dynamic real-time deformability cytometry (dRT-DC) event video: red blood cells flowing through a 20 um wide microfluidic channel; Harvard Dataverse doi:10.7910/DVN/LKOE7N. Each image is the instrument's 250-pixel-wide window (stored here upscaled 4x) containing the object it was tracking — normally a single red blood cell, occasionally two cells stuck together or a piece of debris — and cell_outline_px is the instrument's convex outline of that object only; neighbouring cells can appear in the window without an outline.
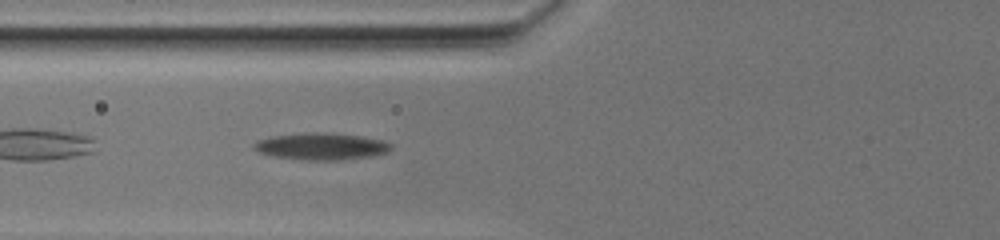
{"species": "common noctule bat (a hibernating species)", "species_latin": "Nyctalus noctula", "temperature_condition": "warm", "stored_images_in_passage": 30, "camera_frame_rate_fps": 3000, "um_per_image_px": 0.085, "animal": {"sex": "female", "body_mass_g": 19.5, "forearm_length_mm": 54.1}, "frame": {"image": 1, "passage_image": 3, "time_ms": 2.0, "image_size_px": [1000, 240], "cell_outline_px": [[392, 148], [388, 152], [372, 156], [344, 160], [300, 160], [272, 156], [256, 152], [252, 148], [260, 140], [276, 136], [312, 132], [316, 132], [360, 136], [380, 140], [392, 144]], "centroid_in_image_um": [27.32, 12.47], "position_along_channel_um": 98.5, "area_um2": 21.27}}
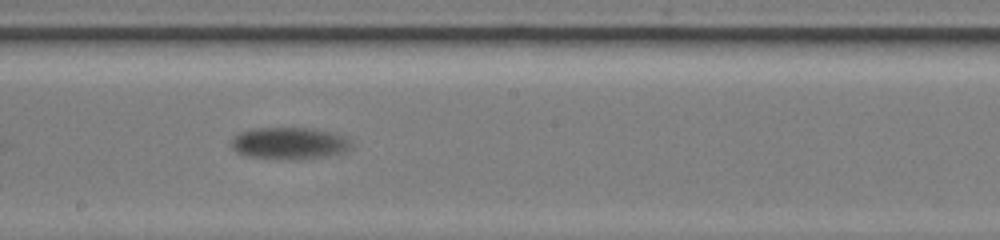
{"frame": {"image": 2, "passage_image": 13, "time_ms": 6.333, "image_size_px": [1000, 240], "cell_outline_px": [[352, 148], [348, 152], [308, 160], [280, 160], [244, 156], [236, 152], [232, 148], [232, 140], [240, 132], [256, 128], [304, 128], [328, 132], [340, 136], [348, 140], [352, 144]], "centroid_in_image_um": [24.59, 12.23], "position_along_channel_um": 223.6, "area_um2": 22.6}}
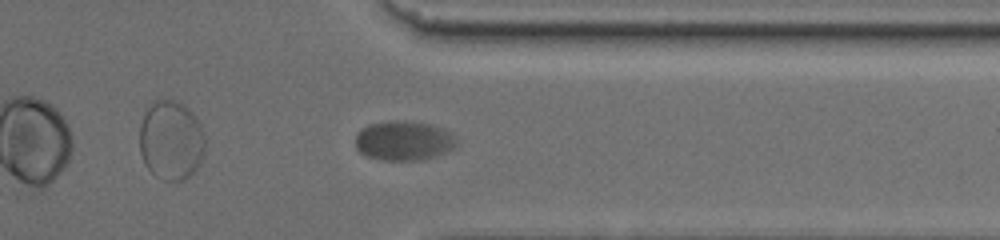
{"frame": {"image": 3, "passage_image": 27, "time_ms": 11.667, "image_size_px": [1000, 240], "cell_outline_px": [[456, 140], [452, 148], [436, 156], [424, 160], [380, 160], [368, 156], [360, 152], [356, 148], [356, 132], [368, 124], [388, 120], [408, 120], [432, 124], [448, 132]], "centroid_in_image_um": [34.25, 11.94], "position_along_channel_um": 377.1, "area_um2": 23.35}}